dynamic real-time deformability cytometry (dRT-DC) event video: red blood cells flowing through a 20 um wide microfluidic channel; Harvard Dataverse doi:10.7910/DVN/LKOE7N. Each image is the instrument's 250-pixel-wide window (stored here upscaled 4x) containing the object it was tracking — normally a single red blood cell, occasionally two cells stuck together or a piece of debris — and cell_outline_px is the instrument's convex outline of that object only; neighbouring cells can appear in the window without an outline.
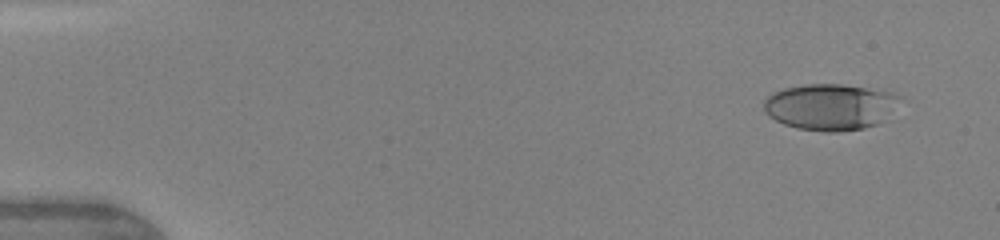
{"species": "human", "species_latin": "Homo sapiens", "temperature_condition": "warm", "stored_images_in_passage": 9, "camera_frame_rate_fps": 3000, "um_per_image_px": 0.085, "donor": {"sex": "female"}, "frame": {"image": 1, "passage_image": 1, "time_ms": 0.0, "image_size_px": [1000, 240], "cell_outline_px": [[900, 96], [880, 120], [876, 124], [864, 128], [836, 132], [824, 132], [796, 128], [784, 124], [768, 116], [764, 112], [764, 100], [772, 92], [784, 88], [804, 84], [840, 84], [892, 92]], "centroid_in_image_um": [70.44, 9.08], "position_along_channel_um": 14.6, "area_um2": 36.07}}
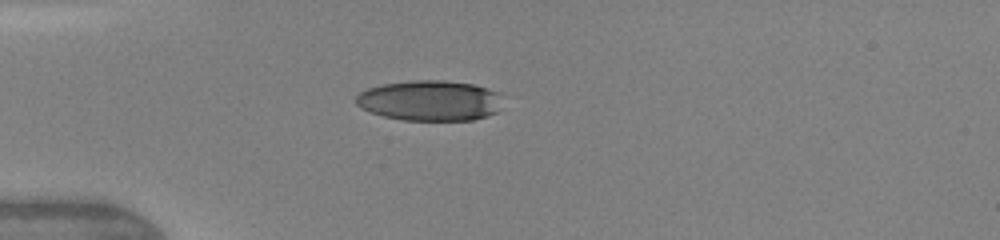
{"frame": {"image": 2, "passage_image": 4, "time_ms": 3.333, "image_size_px": [1000, 240], "cell_outline_px": [[500, 92], [496, 112], [488, 116], [472, 120], [404, 120], [384, 116], [360, 108], [356, 104], [356, 96], [360, 92], [368, 88], [384, 84], [412, 80], [444, 80], [472, 84], [488, 88]], "centroid_in_image_um": [36.52, 8.54], "position_along_channel_um": 48.5, "area_um2": 34.39}}